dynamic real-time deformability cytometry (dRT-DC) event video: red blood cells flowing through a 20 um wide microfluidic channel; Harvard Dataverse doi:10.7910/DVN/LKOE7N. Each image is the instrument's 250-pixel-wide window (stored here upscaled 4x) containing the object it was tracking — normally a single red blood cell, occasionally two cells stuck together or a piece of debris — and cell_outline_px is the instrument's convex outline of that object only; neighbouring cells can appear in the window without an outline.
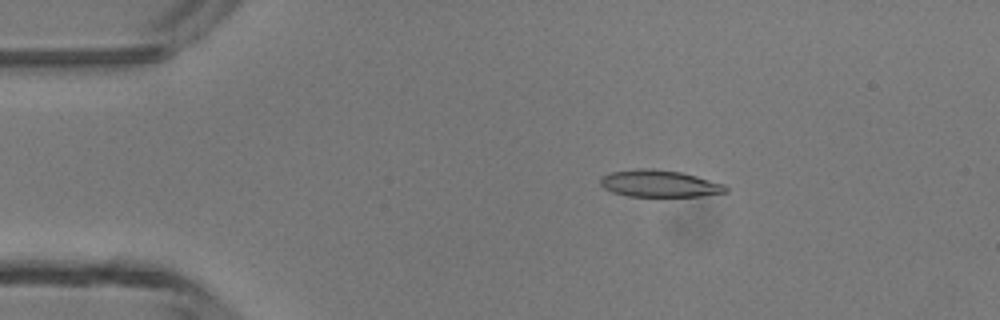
{"species": "common noctule bat (a hibernating species)", "species_latin": "Nyctalus noctula", "temperature_condition": "room temperature", "stored_images_in_passage": 6, "camera_frame_rate_fps": 3000, "um_per_image_px": 0.085, "animal": {"sex": "male", "body_mass_g": 13.3}, "frame": {"image": 1, "passage_image": 3, "time_ms": 2.333, "image_size_px": [1000, 320], "cell_outline_px": [[728, 192], [700, 196], [628, 196], [612, 192], [604, 188], [600, 184], [600, 176], [612, 172], [636, 168], [652, 168], [680, 172], [696, 176], [724, 184], [728, 188]], "centroid_in_image_um": [56.03, 15.6], "position_along_channel_um": 29.0, "area_um2": 19.71}}
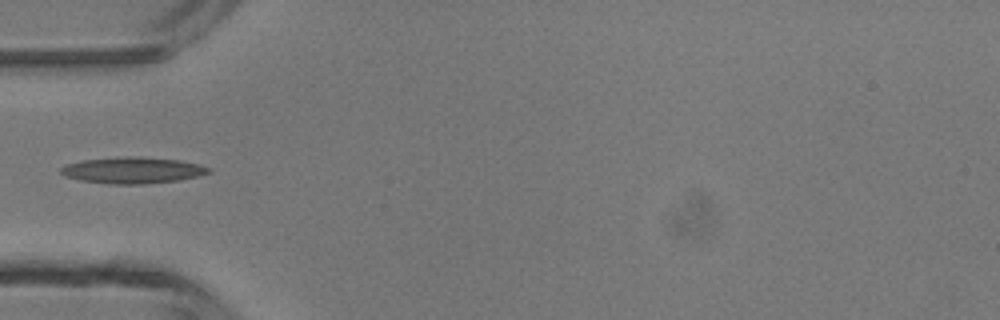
{"frame": {"image": 2, "passage_image": 5, "time_ms": 4.667, "image_size_px": [1000, 320], "cell_outline_px": [[212, 172], [180, 180], [140, 184], [108, 184], [80, 180], [64, 176], [60, 172], [60, 168], [68, 164], [84, 160], [124, 156], [140, 156], [180, 160], [200, 164], [212, 168]], "centroid_in_image_um": [11.3, 14.47], "position_along_channel_um": 73.7, "area_um2": 22.77}}
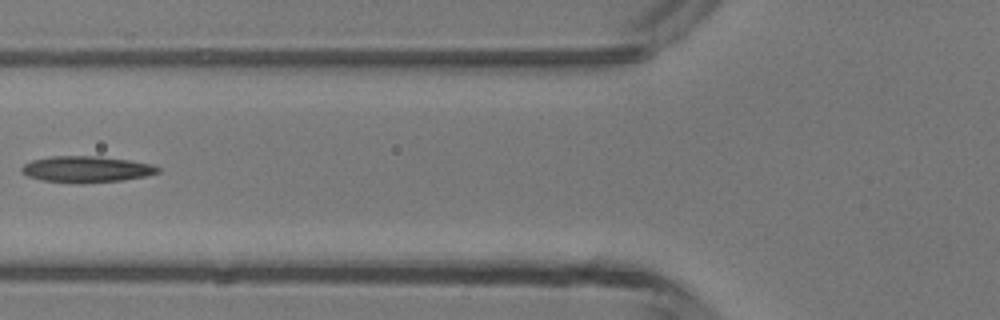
{"frame": {"image": 3, "passage_image": 6, "time_ms": 5.667, "image_size_px": [1000, 320], "cell_outline_px": [[160, 172], [144, 176], [124, 180], [80, 184], [76, 184], [40, 180], [28, 176], [20, 172], [20, 168], [24, 164], [32, 160], [52, 156], [100, 156], [128, 160], [152, 164], [160, 168]], "centroid_in_image_um": [7.31, 14.4], "position_along_channel_um": 118.5, "area_um2": 21.1}}